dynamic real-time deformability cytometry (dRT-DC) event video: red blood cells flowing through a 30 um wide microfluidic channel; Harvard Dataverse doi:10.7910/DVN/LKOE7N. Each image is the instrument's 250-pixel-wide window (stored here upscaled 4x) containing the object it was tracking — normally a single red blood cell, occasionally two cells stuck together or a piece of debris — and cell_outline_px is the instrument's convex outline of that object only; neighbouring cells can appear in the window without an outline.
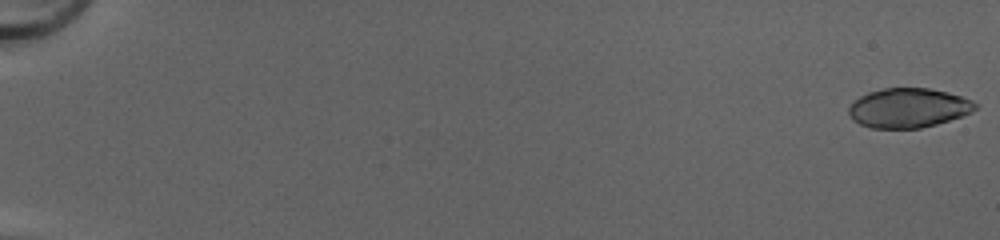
{"species": "common noctule bat (a hibernating species)", "species_latin": "Nyctalus noctula", "temperature_condition": "cold", "stored_images_in_passage": 51, "camera_frame_rate_fps": 3000, "um_per_image_px": 0.085, "animal": {"sex": "female", "body_mass_g": 20.0, "forearm_length_mm": 54.0}, "frame": {"image": 1, "passage_image": 1, "time_ms": 0.0, "image_size_px": [1000, 240], "cell_outline_px": [[980, 104], [972, 112], [936, 124], [920, 128], [872, 128], [860, 124], [852, 120], [848, 112], [848, 108], [852, 100], [868, 92], [884, 88], [928, 88], [948, 92], [972, 100]], "centroid_in_image_um": [77.19, 9.16], "position_along_channel_um": 7.8, "area_um2": 29.19}}
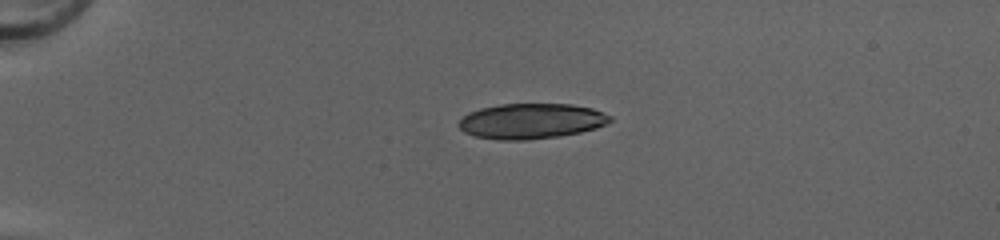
{"frame": {"image": 2, "passage_image": 14, "time_ms": 4.333, "image_size_px": [1000, 240], "cell_outline_px": [[612, 120], [596, 128], [580, 132], [560, 136], [528, 140], [496, 140], [476, 136], [464, 132], [456, 124], [468, 112], [480, 108], [500, 104], [572, 104], [592, 108], [612, 116]], "centroid_in_image_um": [45.13, 10.29], "position_along_channel_um": 39.9, "area_um2": 31.27}}